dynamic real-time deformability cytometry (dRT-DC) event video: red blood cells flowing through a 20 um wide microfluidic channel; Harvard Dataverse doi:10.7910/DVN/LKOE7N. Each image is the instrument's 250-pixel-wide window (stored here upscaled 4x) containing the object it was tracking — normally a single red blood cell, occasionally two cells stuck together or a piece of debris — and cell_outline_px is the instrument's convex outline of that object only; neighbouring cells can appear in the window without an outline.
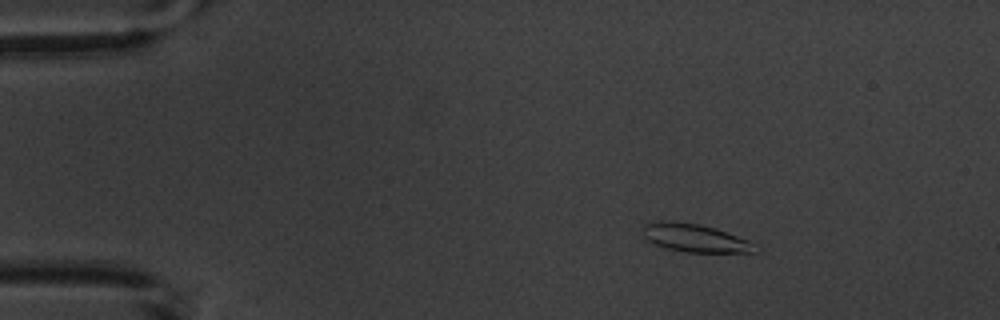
{"species": "common noctule bat (a hibernating species)", "species_latin": "Nyctalus noctula", "temperature_condition": "warm", "stored_images_in_passage": 5, "camera_frame_rate_fps": 3000, "um_per_image_px": 0.085, "animal": {"sex": "male", "body_mass_g": 20.1, "forearm_length_mm": 53.5}, "frame": {"image": 1, "passage_image": 2, "time_ms": 1.333, "image_size_px": [1000, 320], "cell_outline_px": [[760, 248], [756, 252], [684, 252], [664, 248], [648, 240], [644, 236], [640, 228], [644, 224], [660, 220], [672, 220], [700, 224], [716, 228], [748, 240]], "centroid_in_image_um": [59.04, 20.21], "position_along_channel_um": 26.0, "area_um2": 18.67}}
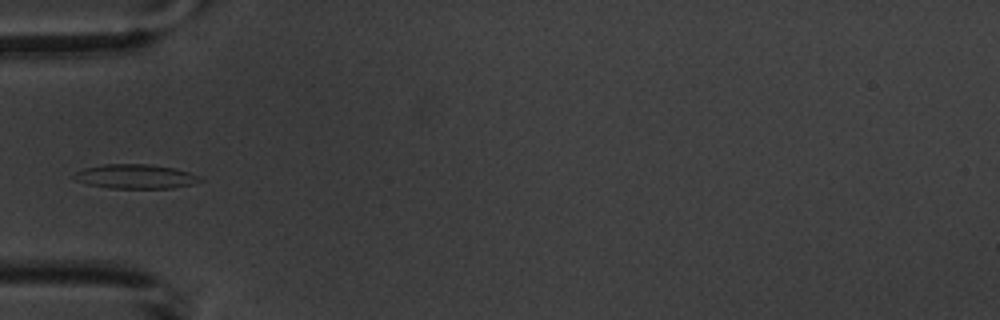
{"frame": {"image": 2, "passage_image": 5, "time_ms": 4.667, "image_size_px": [1000, 320], "cell_outline_px": [[204, 180], [192, 184], [172, 188], [112, 188], [88, 184], [76, 180], [72, 176], [76, 172], [84, 168], [104, 164], [148, 164], [176, 168], [200, 176]], "centroid_in_image_um": [11.54, 14.99], "position_along_channel_um": 73.5, "area_um2": 17.8}}